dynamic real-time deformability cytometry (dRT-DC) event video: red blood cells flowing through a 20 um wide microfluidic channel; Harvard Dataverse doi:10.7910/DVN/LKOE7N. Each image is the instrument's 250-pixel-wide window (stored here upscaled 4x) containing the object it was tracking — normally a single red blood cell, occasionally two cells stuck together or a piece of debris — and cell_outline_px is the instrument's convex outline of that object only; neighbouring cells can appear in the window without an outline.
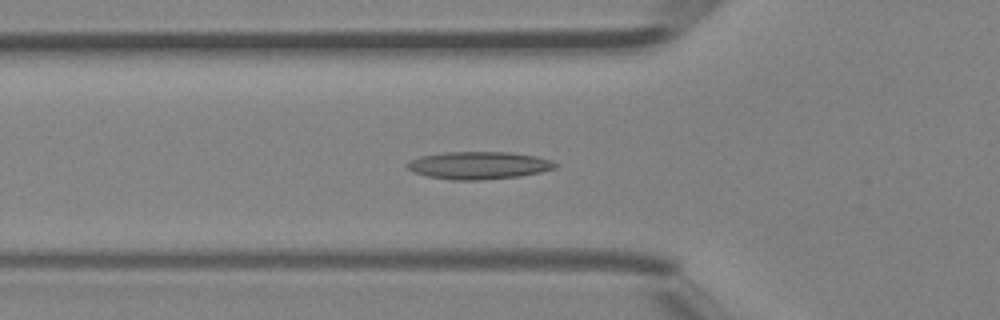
{"species": "Egyptian fruit bat (a non-hibernating species)", "species_latin": "Rousettus aegyptiacus", "temperature_condition": "room temperature", "stored_images_in_passage": 47, "segment_of_instrument_passage": [1, 2], "camera_frame_rate_fps": 3000, "um_per_image_px": 0.085, "animal": {"sex": "female"}, "frame": {"image": 1, "passage_image": 16, "time_ms": 5.0, "image_size_px": [1000, 320], "cell_outline_px": [[560, 164], [556, 168], [540, 172], [520, 176], [484, 180], [452, 180], [428, 176], [416, 172], [408, 168], [404, 164], [420, 156], [444, 152], [508, 152], [536, 156], [552, 160]], "centroid_in_image_um": [40.74, 14.05], "position_along_channel_um": 85.1, "area_um2": 23.81}}
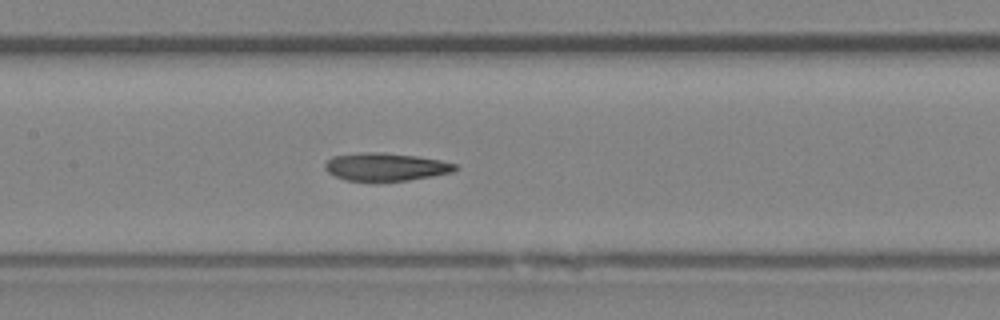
{"frame": {"image": 2, "passage_image": 22, "time_ms": 7.0, "image_size_px": [1000, 320], "cell_outline_px": [[460, 168], [452, 172], [432, 176], [408, 180], [344, 180], [328, 172], [324, 168], [324, 164], [332, 156], [364, 152], [380, 152], [416, 156], [440, 160], [456, 164]], "centroid_in_image_um": [32.79, 14.17], "position_along_channel_um": 174.6, "area_um2": 20.92}}
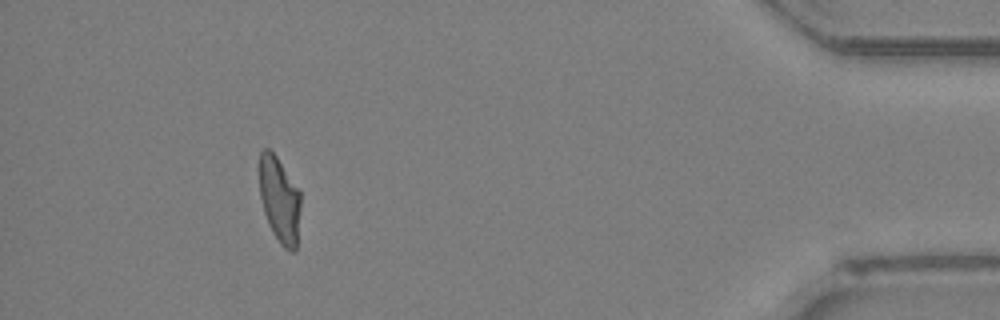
{"frame": {"image": 3, "passage_image": 42, "time_ms": 13.667, "image_size_px": [1000, 320], "cell_outline_px": [[300, 208], [296, 252], [292, 252], [284, 248], [280, 244], [272, 232], [268, 224], [264, 212], [260, 196], [260, 152], [264, 148], [268, 148], [276, 156], [300, 188]], "centroid_in_image_um": [23.78, 17.0], "position_along_channel_um": 411.4, "area_um2": 20.81}}